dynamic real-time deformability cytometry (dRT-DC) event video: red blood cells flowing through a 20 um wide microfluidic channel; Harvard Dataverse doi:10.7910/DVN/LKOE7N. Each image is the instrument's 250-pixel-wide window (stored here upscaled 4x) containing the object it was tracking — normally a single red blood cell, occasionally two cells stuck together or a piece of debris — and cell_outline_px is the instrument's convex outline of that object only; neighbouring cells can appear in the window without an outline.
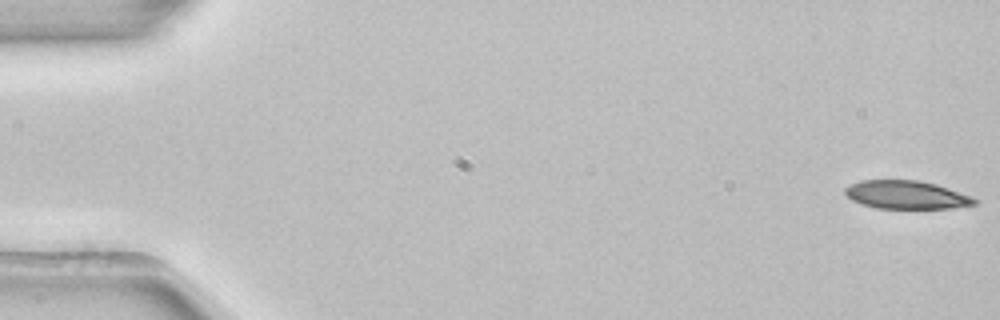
{"species": "common noctule bat (a hibernating species)", "species_latin": "Nyctalus noctula", "temperature_condition": "room temperature", "stored_images_in_passage": 53, "camera_frame_rate_fps": 3000, "um_per_image_px": 0.085, "animal": {"sex": "female", "body_mass_g": 22.7, "forearm_length_mm": 54.2}, "frame": {"image": 1, "passage_image": 1, "time_ms": 0.0, "image_size_px": [1000, 320], "cell_outline_px": [[980, 200], [976, 204], [952, 208], [876, 208], [852, 200], [844, 192], [844, 188], [860, 180], [920, 180], [936, 184], [972, 196]], "centroid_in_image_um": [77.08, 16.55], "position_along_channel_um": 7.9, "area_um2": 21.27}}
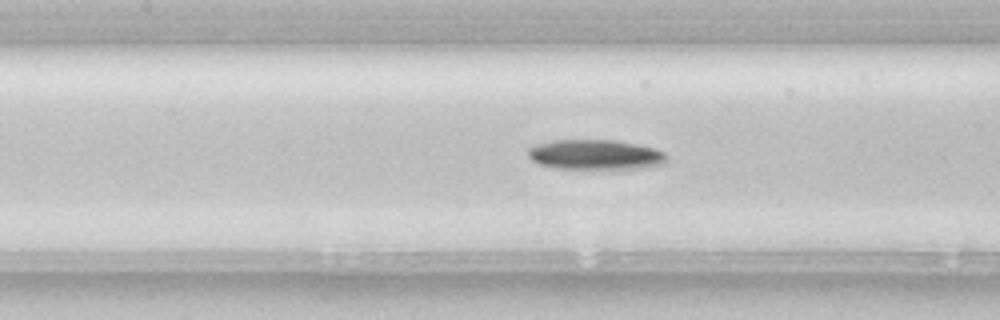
{"frame": {"image": 2, "passage_image": 24, "time_ms": 7.667, "image_size_px": [1000, 320], "cell_outline_px": [[664, 164], [648, 168], [612, 172], [556, 168], [540, 164], [532, 160], [528, 156], [528, 148], [536, 144], [556, 140], [612, 140], [636, 144], [652, 148], [664, 152]], "centroid_in_image_um": [50.62, 13.21], "position_along_channel_um": 156.8, "area_um2": 25.2}}
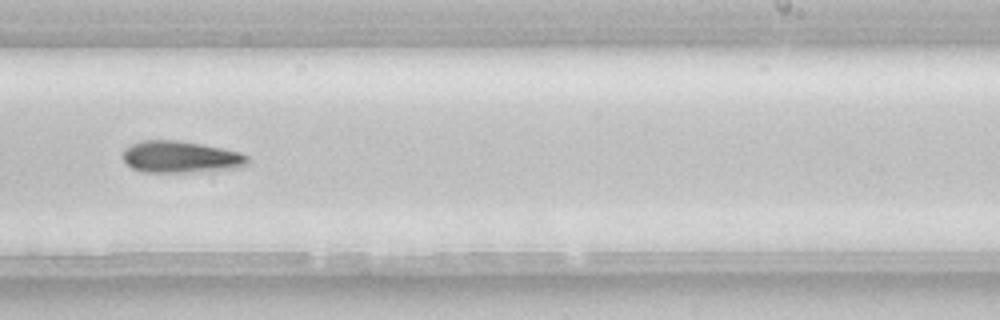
{"frame": {"image": 3, "passage_image": 33, "time_ms": 10.667, "image_size_px": [1000, 320], "cell_outline_px": [[248, 164], [240, 168], [188, 172], [144, 172], [132, 168], [124, 160], [124, 148], [140, 140], [180, 140], [204, 144], [224, 148], [240, 152], [248, 156]], "centroid_in_image_um": [15.39, 13.33], "position_along_channel_um": 273.6, "area_um2": 23.29}, "authors_computed_cell_mechanics": {"area_um2": 23.1778, "velocity_mm_per_s": 3.911, "shape_relaxation_time_tau1_ms": 4.0825, "shape_relaxation_time_tau2_ms": null, "deformation_change_tau1": 0.112, "deformation_change_tau2": null}}